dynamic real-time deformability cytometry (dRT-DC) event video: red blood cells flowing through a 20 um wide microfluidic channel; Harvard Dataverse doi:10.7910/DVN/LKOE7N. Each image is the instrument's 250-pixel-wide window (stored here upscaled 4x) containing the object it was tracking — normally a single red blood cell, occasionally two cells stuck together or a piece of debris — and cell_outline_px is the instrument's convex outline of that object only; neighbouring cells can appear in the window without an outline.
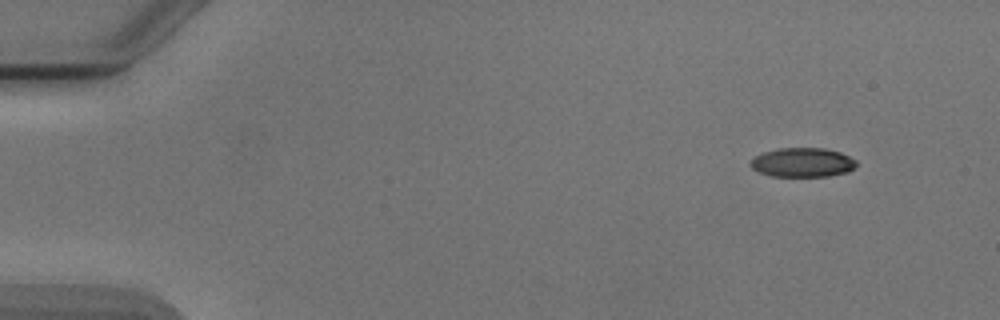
{"species": "Egyptian fruit bat (a non-hibernating species)", "species_latin": "Rousettus aegyptiacus", "temperature_condition": "cold", "stored_images_in_passage": 5, "segment_of_instrument_passage": [1, 2], "camera_frame_rate_fps": 3000, "um_per_image_px": 0.085, "animal": {"sex": "male"}, "frame": {"image": 1, "passage_image": 1, "time_ms": 0.0, "image_size_px": [1000, 320], "cell_outline_px": [[856, 164], [848, 172], [828, 176], [772, 176], [760, 172], [752, 168], [748, 164], [756, 156], [764, 152], [776, 148], [824, 148], [840, 152], [856, 160]], "centroid_in_image_um": [68.2, 13.8], "position_along_channel_um": 16.8, "area_um2": 17.92}}